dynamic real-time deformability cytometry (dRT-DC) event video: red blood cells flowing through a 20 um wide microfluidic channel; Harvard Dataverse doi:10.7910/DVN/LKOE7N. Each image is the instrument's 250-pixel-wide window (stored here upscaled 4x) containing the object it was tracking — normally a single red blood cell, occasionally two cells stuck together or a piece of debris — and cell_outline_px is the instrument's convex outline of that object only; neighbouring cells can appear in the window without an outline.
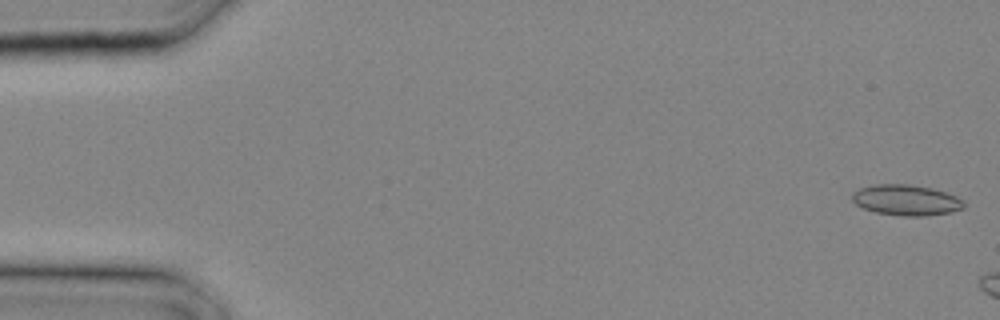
{"species": "common noctule bat (a hibernating species)", "species_latin": "Nyctalus noctula", "temperature_condition": "cold", "stored_images_in_passage": 4, "camera_frame_rate_fps": 3000, "um_per_image_px": 0.085, "animal": {"sex": "male", "body_mass_g": 20.4}, "frame": {"image": 1, "passage_image": 1, "time_ms": 0.0, "image_size_px": [1000, 320], "cell_outline_px": [[964, 208], [952, 212], [924, 216], [904, 216], [876, 212], [864, 208], [856, 204], [852, 200], [852, 192], [860, 188], [876, 184], [908, 184], [932, 188], [956, 196], [964, 200]], "centroid_in_image_um": [77.04, 17.0], "position_along_channel_um": 8.0, "area_um2": 19.94}}